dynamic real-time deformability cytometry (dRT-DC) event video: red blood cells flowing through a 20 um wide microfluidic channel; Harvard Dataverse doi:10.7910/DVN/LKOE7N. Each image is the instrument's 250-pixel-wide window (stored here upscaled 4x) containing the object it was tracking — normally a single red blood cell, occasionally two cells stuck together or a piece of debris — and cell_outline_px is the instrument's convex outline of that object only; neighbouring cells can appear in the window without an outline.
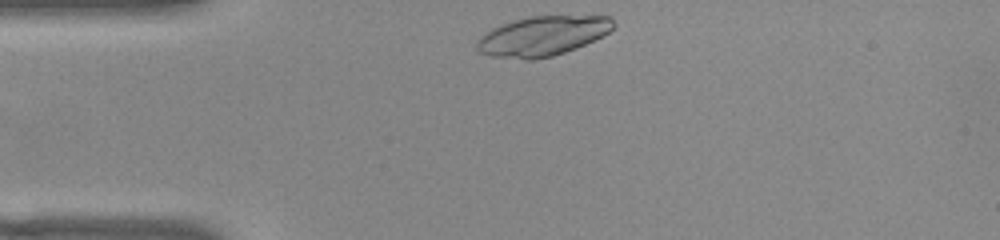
{"species": "common noctule bat (a hibernating species)", "species_latin": "Nyctalus noctula", "temperature_condition": "warm", "stored_images_in_passage": 32, "camera_frame_rate_fps": 3000, "um_per_image_px": 0.085, "animal": {"sex": "female", "body_mass_g": 22.0, "forearm_length_mm": 56.7}, "frame": {"image": 1, "passage_image": 1, "time_ms": 0.0, "image_size_px": [1000, 240], "cell_outline_px": [[616, 24], [608, 32], [584, 44], [564, 52], [552, 56], [532, 60], [524, 60], [492, 56], [480, 52], [476, 48], [476, 40], [480, 36], [492, 28], [512, 20], [528, 16], [612, 16]], "centroid_in_image_um": [46.07, 3.05], "position_along_channel_um": 38.9, "area_um2": 31.5}}
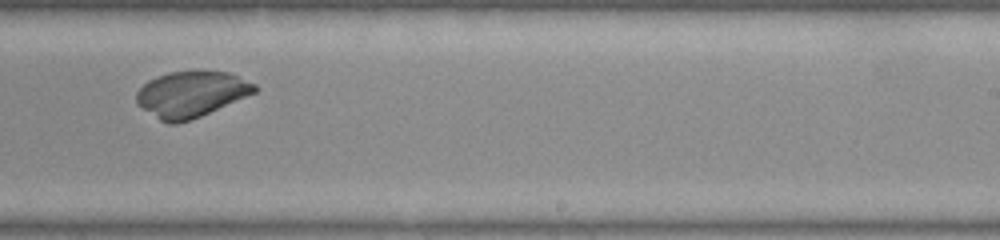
{"frame": {"image": 2, "passage_image": 22, "time_ms": 7.0, "image_size_px": [1000, 240], "cell_outline_px": [[256, 92], [200, 116], [176, 124], [168, 124], [160, 120], [144, 108], [136, 100], [136, 92], [148, 80], [156, 76], [168, 72], [200, 68], [228, 72], [256, 84]], "centroid_in_image_um": [16.26, 7.95], "position_along_channel_um": 272.7, "area_um2": 31.79}}
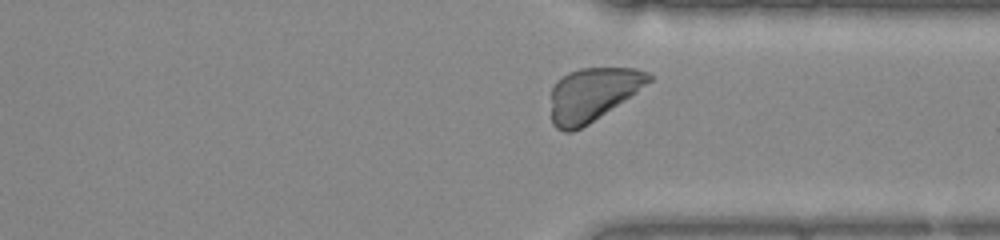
{"frame": {"image": 3, "passage_image": 29, "time_ms": 9.333, "image_size_px": [1000, 240], "cell_outline_px": [[656, 76], [652, 80], [636, 92], [588, 124], [572, 132], [564, 132], [556, 128], [552, 124], [552, 88], [556, 80], [568, 72], [580, 68], [636, 68], [648, 72]], "centroid_in_image_um": [50.37, 8.0], "position_along_channel_um": 361.0, "area_um2": 30.29}}